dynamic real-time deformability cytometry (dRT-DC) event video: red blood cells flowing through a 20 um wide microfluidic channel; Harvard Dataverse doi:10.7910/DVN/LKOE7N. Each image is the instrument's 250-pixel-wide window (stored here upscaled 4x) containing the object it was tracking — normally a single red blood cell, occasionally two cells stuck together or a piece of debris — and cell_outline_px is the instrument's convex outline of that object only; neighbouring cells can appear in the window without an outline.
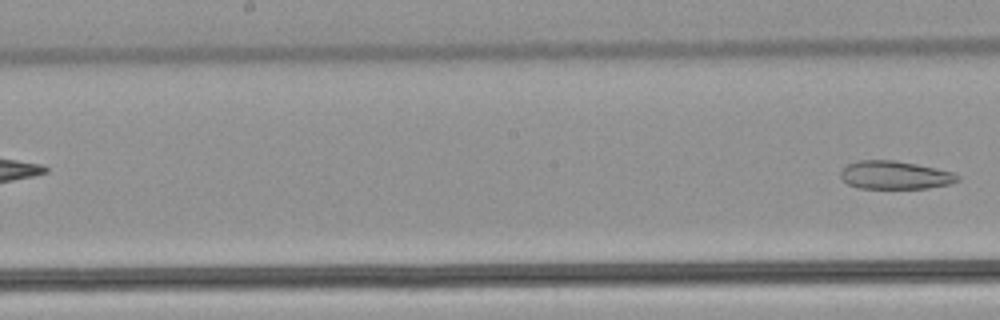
{"species": "common noctule bat (a hibernating species)", "species_latin": "Nyctalus noctula", "temperature_condition": "warm", "stored_images_in_passage": 8, "segment_of_instrument_passage": [2, 2], "camera_frame_rate_fps": 3000, "um_per_image_px": 0.085, "animal": {"sex": "male", "body_mass_g": 21.5, "forearm_length_mm": 52.0}, "frame": {"image": 1, "passage_image": 8, "time_ms": 2.333, "image_size_px": [1000, 320], "cell_outline_px": [[960, 180], [948, 184], [928, 188], [860, 188], [848, 184], [840, 176], [840, 172], [848, 164], [860, 160], [892, 160], [916, 164], [952, 172], [960, 176]], "centroid_in_image_um": [76.07, 14.88], "position_along_channel_um": 172.1, "area_um2": 18.96}}